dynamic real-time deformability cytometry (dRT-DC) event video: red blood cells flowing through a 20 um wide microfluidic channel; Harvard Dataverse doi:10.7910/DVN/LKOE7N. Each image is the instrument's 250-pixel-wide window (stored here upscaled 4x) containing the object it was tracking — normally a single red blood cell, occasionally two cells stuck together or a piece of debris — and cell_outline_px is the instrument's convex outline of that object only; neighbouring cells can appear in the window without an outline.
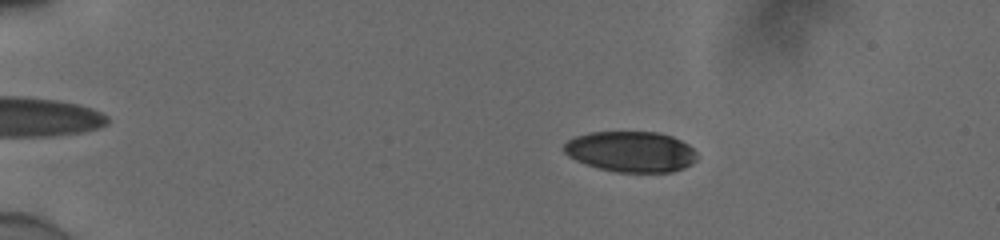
{"species": "human", "species_latin": "Homo sapiens", "temperature_condition": "cold", "stored_images_in_passage": 45, "camera_frame_rate_fps": 3000, "um_per_image_px": 0.085, "donor": {"sex": "male"}, "frame": {"image": 1, "passage_image": 2, "time_ms": 0.333, "image_size_px": [1000, 240], "cell_outline_px": [[696, 160], [692, 164], [684, 168], [672, 172], [616, 172], [596, 168], [584, 164], [568, 156], [564, 152], [564, 144], [568, 140], [576, 136], [592, 132], [656, 132], [672, 136], [688, 144], [696, 152]], "centroid_in_image_um": [53.62, 12.9], "position_along_channel_um": 31.4, "area_um2": 31.67}}
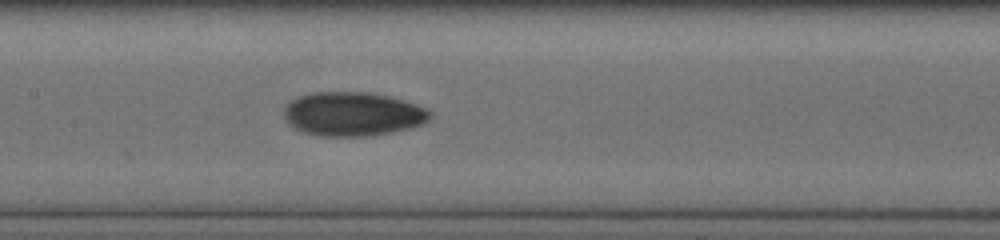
{"frame": {"image": 2, "passage_image": 20, "time_ms": 6.333, "image_size_px": [1000, 240], "cell_outline_px": [[432, 116], [428, 120], [412, 128], [372, 136], [320, 136], [304, 132], [288, 124], [284, 120], [284, 108], [296, 96], [312, 92], [368, 92], [388, 96], [416, 104], [432, 112]], "centroid_in_image_um": [29.97, 9.69], "position_along_channel_um": 177.4, "area_um2": 37.57}}
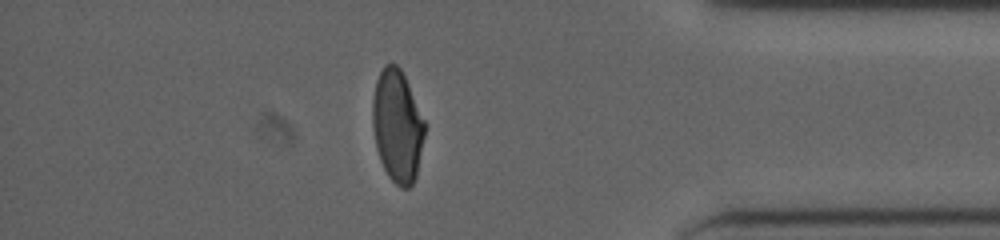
{"frame": {"image": 3, "passage_image": 39, "time_ms": 12.667, "image_size_px": [1000, 240], "cell_outline_px": [[424, 136], [416, 176], [412, 184], [408, 188], [400, 188], [388, 176], [380, 160], [376, 148], [372, 124], [372, 100], [376, 80], [384, 64], [396, 64], [400, 68], [408, 84], [424, 120]], "centroid_in_image_um": [33.75, 10.71], "position_along_channel_um": 401.5, "area_um2": 33.93}, "authors_computed_cell_mechanics": {"area_um2": 35.1424, "velocity_mm_per_s": 3.9107, "shape_relaxation_time_tau1_ms": 8.9938, "shape_relaxation_time_tau2_ms": 2.675, "deformation_change_tau1": 0.2324, "deformation_change_tau2": 0.0501}}